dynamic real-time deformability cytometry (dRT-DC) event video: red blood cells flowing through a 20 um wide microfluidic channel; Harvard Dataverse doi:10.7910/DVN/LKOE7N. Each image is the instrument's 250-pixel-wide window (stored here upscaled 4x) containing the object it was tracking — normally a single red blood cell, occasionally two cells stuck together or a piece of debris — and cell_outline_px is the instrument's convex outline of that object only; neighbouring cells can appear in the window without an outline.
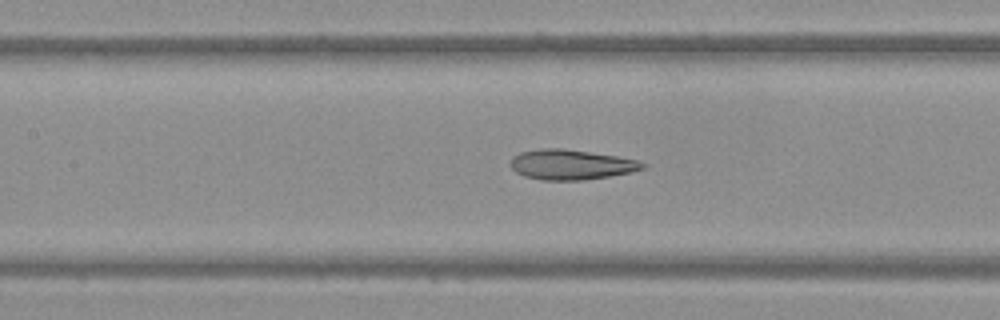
{"species": "Egyptian fruit bat (a non-hibernating species)", "species_latin": "Rousettus aegyptiacus", "temperature_condition": "warm", "stored_images_in_passage": 51, "camera_frame_rate_fps": 3000, "um_per_image_px": 0.085, "frame": {"image": 1, "passage_image": 24, "time_ms": 7.667, "image_size_px": [1000, 320], "cell_outline_px": [[648, 164], [644, 168], [632, 172], [584, 180], [540, 180], [524, 176], [516, 172], [508, 164], [512, 156], [520, 152], [540, 148], [564, 148], [616, 156], [636, 160]], "centroid_in_image_um": [48.49, 13.99], "position_along_channel_um": 158.9, "area_um2": 23.29}}
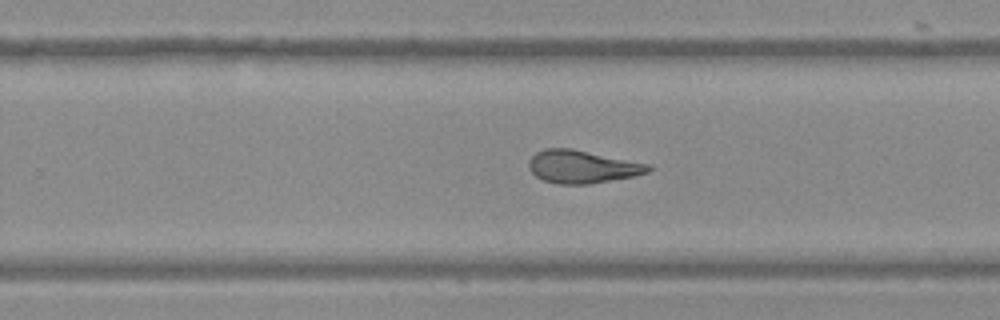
{"frame": {"image": 2, "passage_image": 33, "time_ms": 10.667, "image_size_px": [1000, 320], "cell_outline_px": [[652, 168], [648, 172], [636, 176], [588, 184], [556, 184], [544, 180], [536, 176], [528, 168], [528, 160], [536, 152], [544, 148], [572, 148], [652, 164]], "centroid_in_image_um": [49.5, 14.16], "position_along_channel_um": 280.3, "area_um2": 23.18}}
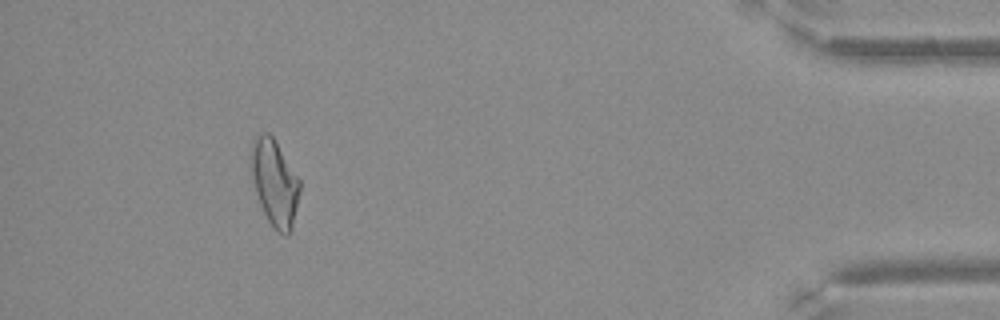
{"frame": {"image": 3, "passage_image": 47, "time_ms": 15.333, "image_size_px": [1000, 320], "cell_outline_px": [[300, 192], [292, 228], [288, 236], [284, 236], [272, 228], [260, 204], [256, 192], [252, 176], [252, 140], [256, 136], [264, 132], [268, 132], [272, 136], [300, 180]], "centroid_in_image_um": [23.36, 15.58], "position_along_channel_um": 411.8, "area_um2": 24.16}}